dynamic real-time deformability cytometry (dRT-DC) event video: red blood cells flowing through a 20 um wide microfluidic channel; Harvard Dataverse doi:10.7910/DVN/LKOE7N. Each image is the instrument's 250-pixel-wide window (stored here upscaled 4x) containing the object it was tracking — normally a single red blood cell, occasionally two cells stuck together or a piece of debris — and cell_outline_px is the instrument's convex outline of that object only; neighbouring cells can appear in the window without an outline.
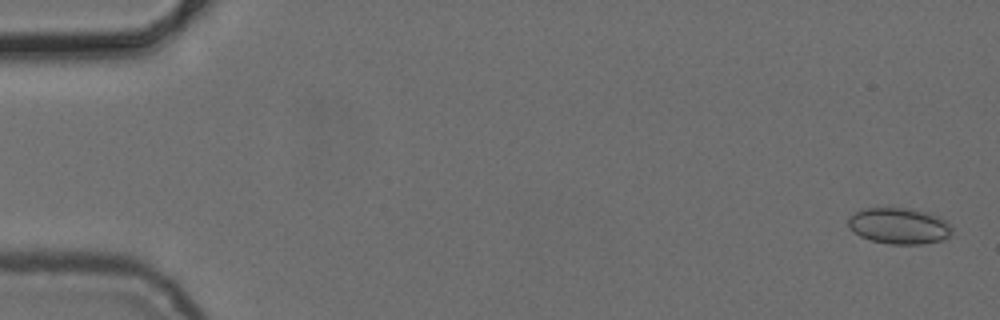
{"species": "common noctule bat (a hibernating species)", "species_latin": "Nyctalus noctula", "temperature_condition": "cold", "stored_images_in_passage": 6, "camera_frame_rate_fps": 3000, "um_per_image_px": 0.085, "animal": {"sex": "female", "body_mass_g": 24.6, "forearm_length_mm": 56.2}, "frame": {"image": 1, "passage_image": 1, "time_ms": 0.0, "image_size_px": [1000, 320], "cell_outline_px": [[952, 236], [944, 240], [920, 244], [892, 244], [872, 240], [860, 236], [848, 224], [848, 216], [864, 208], [912, 208], [928, 212], [940, 216], [948, 220], [952, 228]], "centroid_in_image_um": [76.51, 19.19], "position_along_channel_um": 8.5, "area_um2": 22.08}}
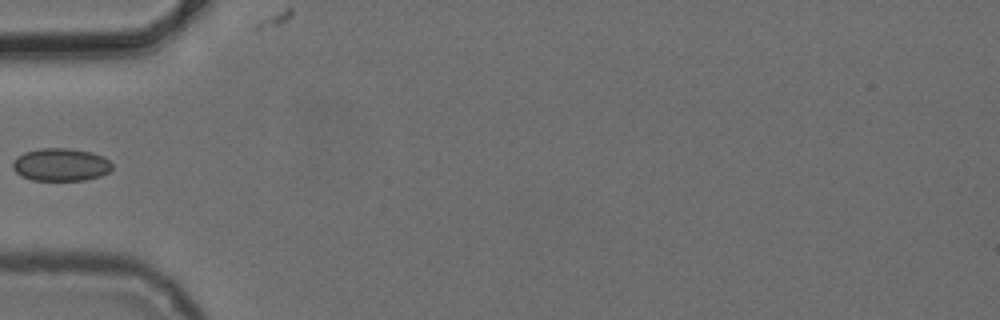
{"frame": {"image": 2, "passage_image": 5, "time_ms": 5.667, "image_size_px": [1000, 320], "cell_outline_px": [[112, 168], [108, 172], [100, 176], [84, 180], [32, 180], [16, 172], [12, 168], [12, 160], [16, 156], [24, 152], [40, 148], [68, 148], [92, 152], [104, 156], [112, 164]], "centroid_in_image_um": [5.15, 13.98], "position_along_channel_um": 79.8, "area_um2": 19.07}}
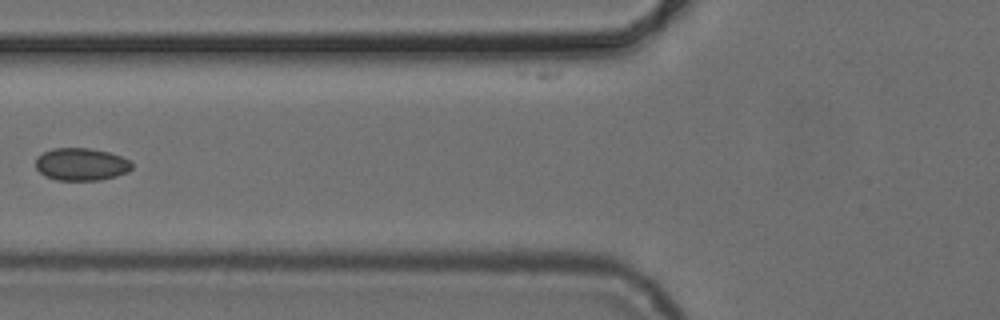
{"frame": {"image": 3, "passage_image": 6, "time_ms": 6.667, "image_size_px": [1000, 320], "cell_outline_px": [[132, 168], [128, 172], [116, 176], [100, 180], [56, 180], [44, 176], [36, 168], [36, 156], [52, 148], [88, 148], [108, 152], [132, 160]], "centroid_in_image_um": [6.91, 13.96], "position_along_channel_um": 118.9, "area_um2": 18.38}}